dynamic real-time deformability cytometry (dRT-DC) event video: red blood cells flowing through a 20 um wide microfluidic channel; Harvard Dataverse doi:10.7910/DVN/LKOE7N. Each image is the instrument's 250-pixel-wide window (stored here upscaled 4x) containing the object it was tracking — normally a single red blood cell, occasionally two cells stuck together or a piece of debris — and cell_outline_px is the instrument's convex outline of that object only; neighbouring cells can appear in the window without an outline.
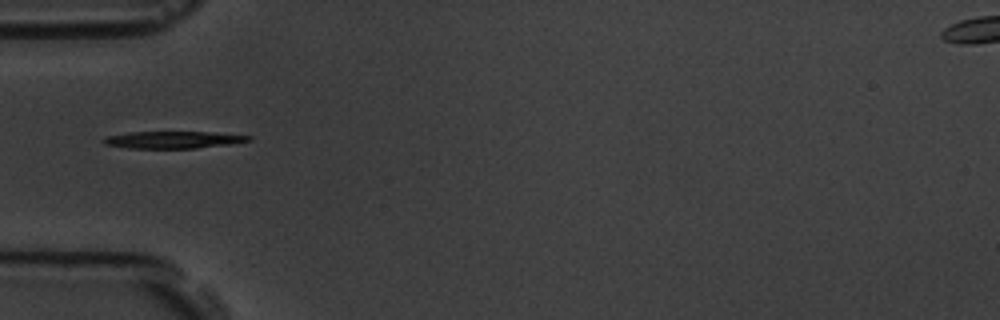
{"species": "common noctule bat (a hibernating species)", "species_latin": "Nyctalus noctula", "temperature_condition": "room temperature", "stored_images_in_passage": 40, "camera_frame_rate_fps": 3000, "um_per_image_px": 0.085, "animal": {"sex": "male", "body_mass_g": 19.5, "forearm_length_mm": 54.6}, "frame": {"image": 1, "passage_image": 1, "time_ms": 0.0, "image_size_px": [1000, 320], "cell_outline_px": [[252, 140], [228, 144], [196, 148], [128, 148], [104, 144], [100, 140], [108, 136], [132, 132], [208, 132], [252, 136]], "centroid_in_image_um": [14.69, 11.88], "position_along_channel_um": 70.3, "area_um2": 14.22}}
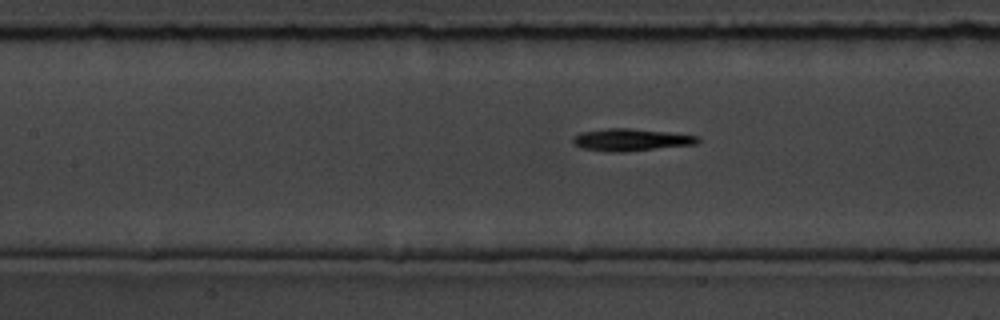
{"frame": {"image": 2, "passage_image": 8, "time_ms": 2.333, "image_size_px": [1000, 320], "cell_outline_px": [[700, 140], [696, 144], [624, 152], [608, 152], [584, 148], [576, 144], [572, 140], [580, 132], [608, 128], [632, 128], [700, 136]], "centroid_in_image_um": [53.67, 11.88], "position_along_channel_um": 153.7, "area_um2": 16.01}}
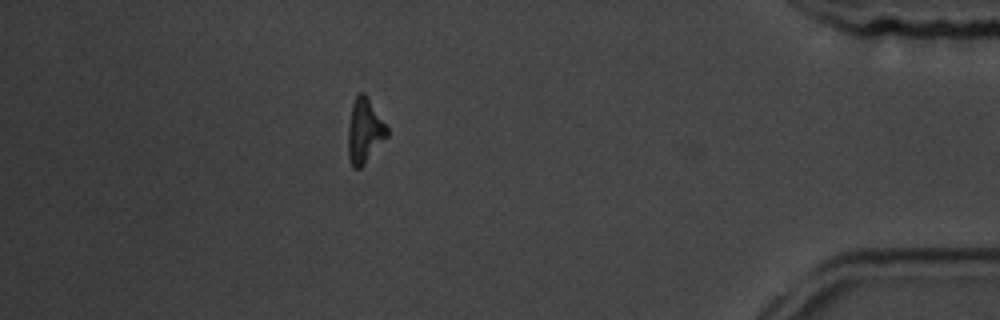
{"frame": {"image": 3, "passage_image": 33, "time_ms": 10.667, "image_size_px": [1000, 320], "cell_outline_px": [[388, 136], [364, 164], [360, 168], [352, 168], [348, 156], [348, 128], [352, 104], [356, 96], [360, 92], [364, 92], [368, 96], [388, 128]], "centroid_in_image_um": [30.98, 11.12], "position_along_channel_um": 404.2, "area_um2": 14.68}, "authors_computed_cell_mechanics": {"area_um2": 14.9702, "velocity_mm_per_s": 3.5577, "shape_relaxation_time_tau1_ms": 1.9529, "shape_relaxation_time_tau2_ms": 3.9149, "deformation_change_tau1": 0.1631, "deformation_change_tau2": 0.1454}}